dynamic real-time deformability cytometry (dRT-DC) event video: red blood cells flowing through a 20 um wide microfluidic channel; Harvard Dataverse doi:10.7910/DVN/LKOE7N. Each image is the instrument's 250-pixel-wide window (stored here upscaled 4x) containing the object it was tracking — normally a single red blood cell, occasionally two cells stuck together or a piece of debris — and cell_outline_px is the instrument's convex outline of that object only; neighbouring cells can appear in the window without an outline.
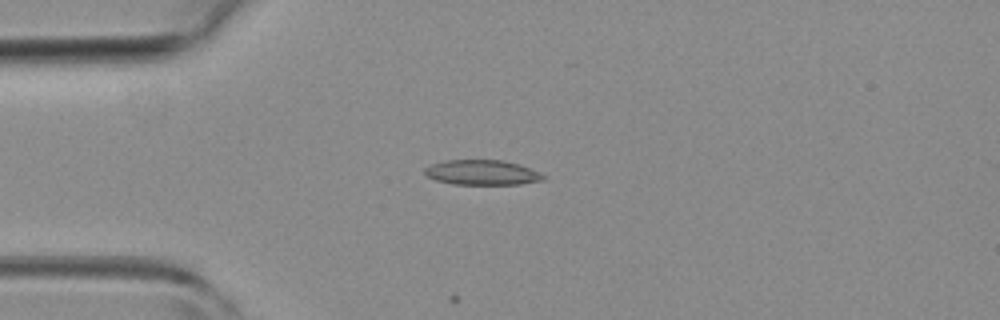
{"species": "common noctule bat (a hibernating species)", "species_latin": "Nyctalus noctula", "temperature_condition": "room temperature", "stored_images_in_passage": 1, "camera_frame_rate_fps": 3000, "um_per_image_px": 0.085, "animal": {"sex": "female", "body_mass_g": 19.3, "forearm_length_mm": 54.1}, "frame": {"image": 1, "passage_image": 1, "time_ms": 0.0, "image_size_px": [1000, 320], "cell_outline_px": [[548, 176], [544, 180], [520, 184], [452, 184], [436, 180], [428, 176], [424, 172], [424, 168], [432, 164], [444, 160], [504, 160], [528, 168]], "centroid_in_image_um": [40.97, 14.66], "position_along_channel_um": 44.0, "area_um2": 17.17}}